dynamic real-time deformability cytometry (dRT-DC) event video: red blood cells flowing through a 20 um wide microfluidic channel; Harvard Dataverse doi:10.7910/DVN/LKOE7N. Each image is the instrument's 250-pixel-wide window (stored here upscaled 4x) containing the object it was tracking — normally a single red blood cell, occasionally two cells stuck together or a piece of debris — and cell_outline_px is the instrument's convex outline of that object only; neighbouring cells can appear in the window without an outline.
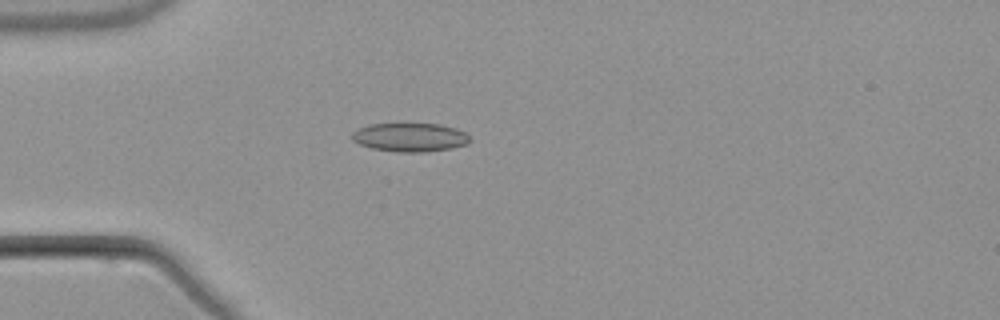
{"species": "common noctule bat (a hibernating species)", "species_latin": "Nyctalus noctula", "temperature_condition": "warm", "stored_images_in_passage": 6, "camera_frame_rate_fps": 3000, "um_per_image_px": 0.085, "animal": {"sex": "male", "body_mass_g": 21.5, "forearm_length_mm": 52.0}, "frame": {"image": 1, "passage_image": 5, "time_ms": 5.0, "image_size_px": [1000, 320], "cell_outline_px": [[472, 140], [468, 144], [452, 148], [428, 152], [396, 152], [372, 148], [360, 144], [352, 140], [352, 132], [356, 128], [368, 124], [440, 124], [456, 128], [464, 132]], "centroid_in_image_um": [34.85, 11.67], "position_along_channel_um": 50.1, "area_um2": 19.88}}